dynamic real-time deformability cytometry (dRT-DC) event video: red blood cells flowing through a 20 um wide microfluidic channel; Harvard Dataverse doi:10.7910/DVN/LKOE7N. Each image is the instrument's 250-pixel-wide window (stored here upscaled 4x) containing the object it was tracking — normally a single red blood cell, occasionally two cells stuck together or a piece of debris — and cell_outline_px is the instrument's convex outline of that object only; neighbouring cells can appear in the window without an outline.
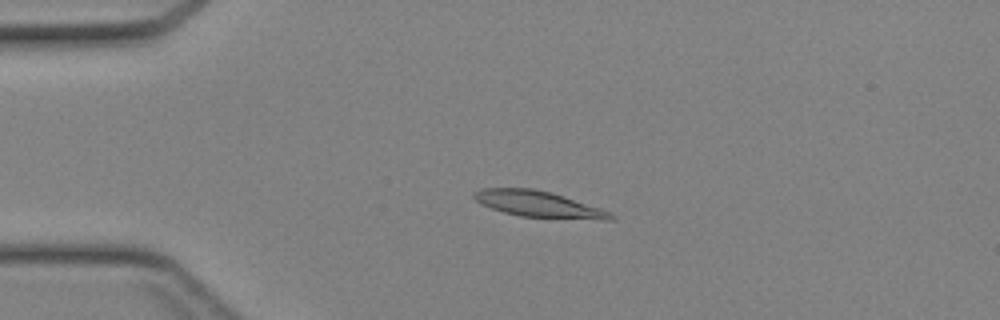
{"species": "Egyptian fruit bat (a non-hibernating species)", "species_latin": "Rousettus aegyptiacus", "temperature_condition": "cold", "stored_images_in_passage": 45, "camera_frame_rate_fps": 3000, "um_per_image_px": 0.085, "animal": {"sex": "female"}, "frame": {"image": 1, "passage_image": 11, "time_ms": 3.333, "image_size_px": [1000, 320], "cell_outline_px": [[616, 220], [600, 220], [520, 216], [504, 212], [480, 204], [472, 196], [472, 192], [480, 188], [532, 188], [552, 192], [612, 212], [616, 216]], "centroid_in_image_um": [45.8, 17.35], "position_along_channel_um": 39.2, "area_um2": 20.98}}
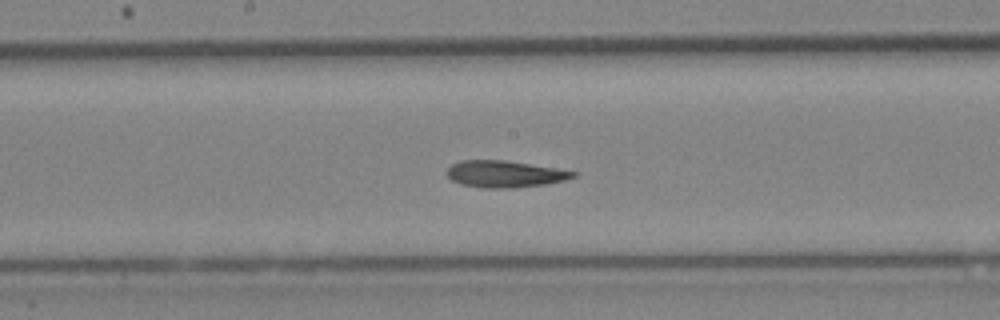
{"frame": {"image": 2, "passage_image": 24, "time_ms": 7.667, "image_size_px": [1000, 320], "cell_outline_px": [[576, 176], [564, 180], [544, 184], [512, 188], [480, 188], [460, 184], [452, 180], [444, 172], [452, 164], [460, 160], [504, 160], [576, 172]], "centroid_in_image_um": [42.81, 14.8], "position_along_channel_um": 205.4, "area_um2": 19.48}}
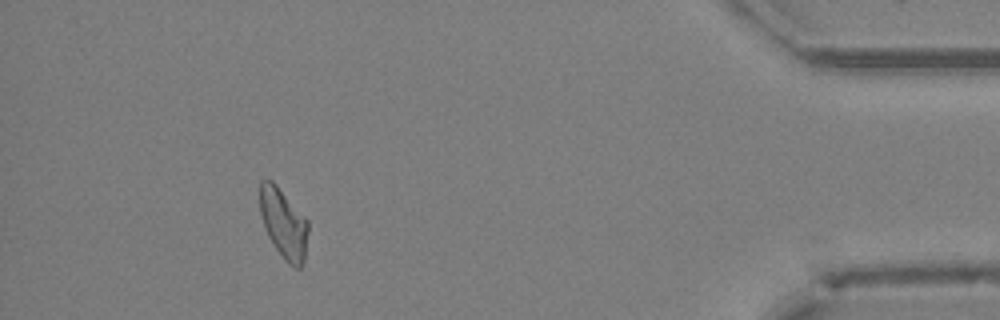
{"frame": {"image": 3, "passage_image": 41, "time_ms": 13.333, "image_size_px": [1000, 320], "cell_outline_px": [[308, 232], [304, 260], [300, 268], [296, 268], [288, 264], [284, 260], [268, 236], [264, 228], [260, 216], [260, 180], [272, 180], [276, 184], [308, 220]], "centroid_in_image_um": [24.1, 19.0], "position_along_channel_um": 411.1, "area_um2": 19.65}}